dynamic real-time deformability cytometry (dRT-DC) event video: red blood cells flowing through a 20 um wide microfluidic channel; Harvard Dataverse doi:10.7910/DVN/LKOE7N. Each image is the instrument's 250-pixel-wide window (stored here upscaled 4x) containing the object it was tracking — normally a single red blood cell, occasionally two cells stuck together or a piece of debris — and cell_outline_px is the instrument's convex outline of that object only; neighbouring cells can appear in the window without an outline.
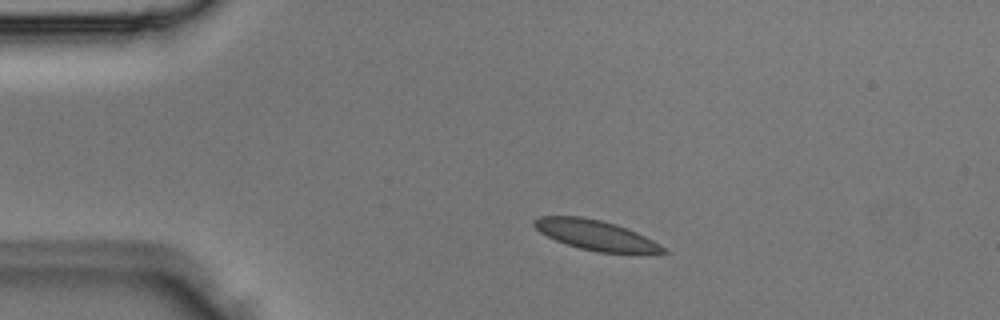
{"species": "Egyptian fruit bat (a non-hibernating species)", "species_latin": "Rousettus aegyptiacus", "temperature_condition": "room temperature", "stored_images_in_passage": 3, "segment_of_instrument_passage": [1, 2], "camera_frame_rate_fps": 3000, "um_per_image_px": 0.085, "animal": {"sex": "male"}, "frame": {"image": 1, "passage_image": 1, "time_ms": 0.0, "image_size_px": [1000, 320], "cell_outline_px": [[668, 252], [600, 252], [580, 248], [556, 240], [540, 232], [532, 224], [532, 220], [540, 216], [580, 216], [600, 220], [616, 224], [636, 232], [652, 240], [664, 248]], "centroid_in_image_um": [50.55, 19.95], "position_along_channel_um": 34.4, "area_um2": 21.91}}